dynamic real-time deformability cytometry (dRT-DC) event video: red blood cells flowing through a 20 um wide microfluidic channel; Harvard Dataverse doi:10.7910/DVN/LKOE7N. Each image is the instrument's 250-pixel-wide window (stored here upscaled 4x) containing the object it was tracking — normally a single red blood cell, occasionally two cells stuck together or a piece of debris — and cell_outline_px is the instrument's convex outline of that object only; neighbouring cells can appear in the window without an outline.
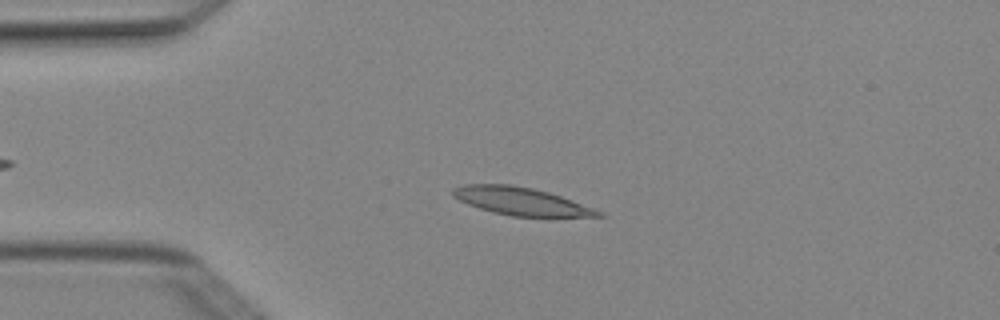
{"species": "Egyptian fruit bat (a non-hibernating species)", "species_latin": "Rousettus aegyptiacus", "temperature_condition": "cold", "stored_images_in_passage": 4, "camera_frame_rate_fps": 3000, "um_per_image_px": 0.085, "animal": {"sex": "female"}, "frame": {"image": 1, "passage_image": 2, "time_ms": 0.333, "image_size_px": [1000, 320], "cell_outline_px": [[608, 216], [512, 216], [492, 212], [468, 204], [452, 196], [452, 188], [464, 184], [508, 184], [532, 188], [548, 192], [572, 200], [604, 212]], "centroid_in_image_um": [44.27, 17.1], "position_along_channel_um": 40.7, "area_um2": 23.29}}
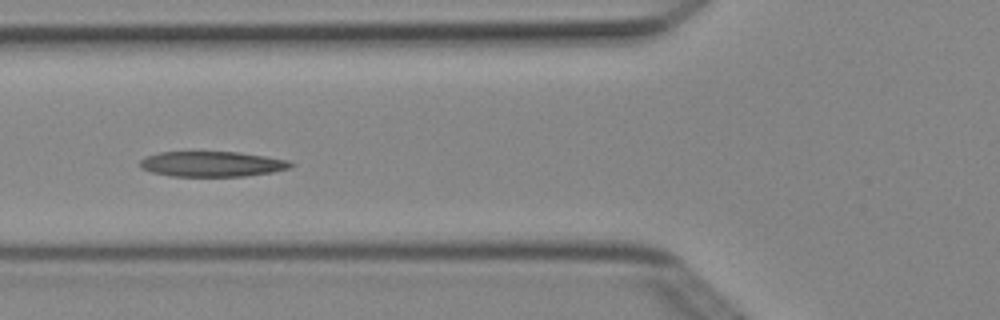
{"frame": {"image": 2, "passage_image": 4, "time_ms": 1.0, "image_size_px": [1000, 320], "cell_outline_px": [[292, 168], [272, 172], [244, 176], [172, 176], [152, 172], [140, 168], [140, 160], [144, 156], [160, 152], [240, 152], [288, 160], [292, 164]], "centroid_in_image_um": [18.0, 13.94], "position_along_channel_um": 107.8, "area_um2": 22.2}}